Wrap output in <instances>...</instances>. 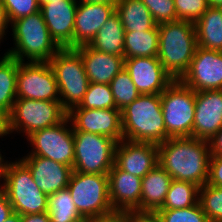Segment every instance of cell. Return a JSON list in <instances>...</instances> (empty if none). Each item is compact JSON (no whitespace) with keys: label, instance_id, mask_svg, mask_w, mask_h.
<instances>
[{"label":"cell","instance_id":"cell-1","mask_svg":"<svg viewBox=\"0 0 222 222\" xmlns=\"http://www.w3.org/2000/svg\"><path fill=\"white\" fill-rule=\"evenodd\" d=\"M158 162L172 179L204 186L208 181L211 153L208 141L171 137L158 144Z\"/></svg>","mask_w":222,"mask_h":222},{"label":"cell","instance_id":"cell-2","mask_svg":"<svg viewBox=\"0 0 222 222\" xmlns=\"http://www.w3.org/2000/svg\"><path fill=\"white\" fill-rule=\"evenodd\" d=\"M123 139L161 144L171 138L166 133L160 94H141L121 110Z\"/></svg>","mask_w":222,"mask_h":222},{"label":"cell","instance_id":"cell-3","mask_svg":"<svg viewBox=\"0 0 222 222\" xmlns=\"http://www.w3.org/2000/svg\"><path fill=\"white\" fill-rule=\"evenodd\" d=\"M158 58L174 80L188 70L197 48L195 24L178 20L158 25Z\"/></svg>","mask_w":222,"mask_h":222},{"label":"cell","instance_id":"cell-4","mask_svg":"<svg viewBox=\"0 0 222 222\" xmlns=\"http://www.w3.org/2000/svg\"><path fill=\"white\" fill-rule=\"evenodd\" d=\"M15 47L6 54L19 62H49L60 47L51 38L41 11L11 24ZM25 58V59H24Z\"/></svg>","mask_w":222,"mask_h":222},{"label":"cell","instance_id":"cell-5","mask_svg":"<svg viewBox=\"0 0 222 222\" xmlns=\"http://www.w3.org/2000/svg\"><path fill=\"white\" fill-rule=\"evenodd\" d=\"M1 190L13 212L20 215L48 212L49 196L37 187L31 171L20 159L8 163Z\"/></svg>","mask_w":222,"mask_h":222},{"label":"cell","instance_id":"cell-6","mask_svg":"<svg viewBox=\"0 0 222 222\" xmlns=\"http://www.w3.org/2000/svg\"><path fill=\"white\" fill-rule=\"evenodd\" d=\"M49 64L56 77L60 102L69 112L83 101L89 85L80 52L76 48H60Z\"/></svg>","mask_w":222,"mask_h":222},{"label":"cell","instance_id":"cell-7","mask_svg":"<svg viewBox=\"0 0 222 222\" xmlns=\"http://www.w3.org/2000/svg\"><path fill=\"white\" fill-rule=\"evenodd\" d=\"M67 117L60 101L17 98L6 116L7 132L19 131L28 137L37 130L60 124Z\"/></svg>","mask_w":222,"mask_h":222},{"label":"cell","instance_id":"cell-8","mask_svg":"<svg viewBox=\"0 0 222 222\" xmlns=\"http://www.w3.org/2000/svg\"><path fill=\"white\" fill-rule=\"evenodd\" d=\"M160 96L166 133L170 137H192L195 91L176 79Z\"/></svg>","mask_w":222,"mask_h":222},{"label":"cell","instance_id":"cell-9","mask_svg":"<svg viewBox=\"0 0 222 222\" xmlns=\"http://www.w3.org/2000/svg\"><path fill=\"white\" fill-rule=\"evenodd\" d=\"M117 141L99 134L74 132L73 171L108 175L115 164Z\"/></svg>","mask_w":222,"mask_h":222},{"label":"cell","instance_id":"cell-10","mask_svg":"<svg viewBox=\"0 0 222 222\" xmlns=\"http://www.w3.org/2000/svg\"><path fill=\"white\" fill-rule=\"evenodd\" d=\"M67 188L84 219L113 211L109 197L108 175L72 171Z\"/></svg>","mask_w":222,"mask_h":222},{"label":"cell","instance_id":"cell-11","mask_svg":"<svg viewBox=\"0 0 222 222\" xmlns=\"http://www.w3.org/2000/svg\"><path fill=\"white\" fill-rule=\"evenodd\" d=\"M67 124H70L68 117L58 125L37 130L29 135L27 140L33 149L27 155L42 156L73 168L74 132L72 124L70 127Z\"/></svg>","mask_w":222,"mask_h":222},{"label":"cell","instance_id":"cell-12","mask_svg":"<svg viewBox=\"0 0 222 222\" xmlns=\"http://www.w3.org/2000/svg\"><path fill=\"white\" fill-rule=\"evenodd\" d=\"M17 98L60 101L56 77L49 62H19Z\"/></svg>","mask_w":222,"mask_h":222},{"label":"cell","instance_id":"cell-13","mask_svg":"<svg viewBox=\"0 0 222 222\" xmlns=\"http://www.w3.org/2000/svg\"><path fill=\"white\" fill-rule=\"evenodd\" d=\"M179 80L194 91L222 90V52L197 46L188 70Z\"/></svg>","mask_w":222,"mask_h":222},{"label":"cell","instance_id":"cell-14","mask_svg":"<svg viewBox=\"0 0 222 222\" xmlns=\"http://www.w3.org/2000/svg\"><path fill=\"white\" fill-rule=\"evenodd\" d=\"M68 118L73 132H88L110 137L117 142L123 139L121 111L118 109L72 108Z\"/></svg>","mask_w":222,"mask_h":222},{"label":"cell","instance_id":"cell-15","mask_svg":"<svg viewBox=\"0 0 222 222\" xmlns=\"http://www.w3.org/2000/svg\"><path fill=\"white\" fill-rule=\"evenodd\" d=\"M124 69L140 94H161L174 81L158 57L124 59Z\"/></svg>","mask_w":222,"mask_h":222},{"label":"cell","instance_id":"cell-16","mask_svg":"<svg viewBox=\"0 0 222 222\" xmlns=\"http://www.w3.org/2000/svg\"><path fill=\"white\" fill-rule=\"evenodd\" d=\"M222 128V90L195 91L192 137L209 141Z\"/></svg>","mask_w":222,"mask_h":222},{"label":"cell","instance_id":"cell-17","mask_svg":"<svg viewBox=\"0 0 222 222\" xmlns=\"http://www.w3.org/2000/svg\"><path fill=\"white\" fill-rule=\"evenodd\" d=\"M77 0H56L40 6L51 38L60 48H73Z\"/></svg>","mask_w":222,"mask_h":222},{"label":"cell","instance_id":"cell-18","mask_svg":"<svg viewBox=\"0 0 222 222\" xmlns=\"http://www.w3.org/2000/svg\"><path fill=\"white\" fill-rule=\"evenodd\" d=\"M115 164L121 170L143 178L159 164L158 146L153 143L122 139L116 145Z\"/></svg>","mask_w":222,"mask_h":222},{"label":"cell","instance_id":"cell-19","mask_svg":"<svg viewBox=\"0 0 222 222\" xmlns=\"http://www.w3.org/2000/svg\"><path fill=\"white\" fill-rule=\"evenodd\" d=\"M31 171L37 187L48 196L67 188L73 169L42 156L27 155L20 159Z\"/></svg>","mask_w":222,"mask_h":222},{"label":"cell","instance_id":"cell-20","mask_svg":"<svg viewBox=\"0 0 222 222\" xmlns=\"http://www.w3.org/2000/svg\"><path fill=\"white\" fill-rule=\"evenodd\" d=\"M115 7V4L78 2L74 21L73 48L89 44L115 12Z\"/></svg>","mask_w":222,"mask_h":222},{"label":"cell","instance_id":"cell-21","mask_svg":"<svg viewBox=\"0 0 222 222\" xmlns=\"http://www.w3.org/2000/svg\"><path fill=\"white\" fill-rule=\"evenodd\" d=\"M109 197L113 210H139L142 178L121 170L116 164L108 173Z\"/></svg>","mask_w":222,"mask_h":222},{"label":"cell","instance_id":"cell-22","mask_svg":"<svg viewBox=\"0 0 222 222\" xmlns=\"http://www.w3.org/2000/svg\"><path fill=\"white\" fill-rule=\"evenodd\" d=\"M91 83L109 84L124 69V56H115L92 49L88 44L76 47Z\"/></svg>","mask_w":222,"mask_h":222},{"label":"cell","instance_id":"cell-23","mask_svg":"<svg viewBox=\"0 0 222 222\" xmlns=\"http://www.w3.org/2000/svg\"><path fill=\"white\" fill-rule=\"evenodd\" d=\"M171 176L158 164L142 178L140 211H157L166 199Z\"/></svg>","mask_w":222,"mask_h":222},{"label":"cell","instance_id":"cell-24","mask_svg":"<svg viewBox=\"0 0 222 222\" xmlns=\"http://www.w3.org/2000/svg\"><path fill=\"white\" fill-rule=\"evenodd\" d=\"M194 24L197 46L222 52V8L209 7Z\"/></svg>","mask_w":222,"mask_h":222},{"label":"cell","instance_id":"cell-25","mask_svg":"<svg viewBox=\"0 0 222 222\" xmlns=\"http://www.w3.org/2000/svg\"><path fill=\"white\" fill-rule=\"evenodd\" d=\"M124 35L125 28L115 11L88 45L106 54L124 56Z\"/></svg>","mask_w":222,"mask_h":222},{"label":"cell","instance_id":"cell-26","mask_svg":"<svg viewBox=\"0 0 222 222\" xmlns=\"http://www.w3.org/2000/svg\"><path fill=\"white\" fill-rule=\"evenodd\" d=\"M115 11L125 28V32L147 31L157 25L149 9L141 0H119Z\"/></svg>","mask_w":222,"mask_h":222},{"label":"cell","instance_id":"cell-27","mask_svg":"<svg viewBox=\"0 0 222 222\" xmlns=\"http://www.w3.org/2000/svg\"><path fill=\"white\" fill-rule=\"evenodd\" d=\"M158 48V25L147 31L125 32L124 59L133 57H157Z\"/></svg>","mask_w":222,"mask_h":222},{"label":"cell","instance_id":"cell-28","mask_svg":"<svg viewBox=\"0 0 222 222\" xmlns=\"http://www.w3.org/2000/svg\"><path fill=\"white\" fill-rule=\"evenodd\" d=\"M18 60L4 54L0 59V112L7 116L17 99Z\"/></svg>","mask_w":222,"mask_h":222},{"label":"cell","instance_id":"cell-29","mask_svg":"<svg viewBox=\"0 0 222 222\" xmlns=\"http://www.w3.org/2000/svg\"><path fill=\"white\" fill-rule=\"evenodd\" d=\"M48 214L50 222H83L68 188L49 195Z\"/></svg>","mask_w":222,"mask_h":222},{"label":"cell","instance_id":"cell-30","mask_svg":"<svg viewBox=\"0 0 222 222\" xmlns=\"http://www.w3.org/2000/svg\"><path fill=\"white\" fill-rule=\"evenodd\" d=\"M199 188L194 183L173 179L165 202L158 210L182 209L196 205L199 202Z\"/></svg>","mask_w":222,"mask_h":222},{"label":"cell","instance_id":"cell-31","mask_svg":"<svg viewBox=\"0 0 222 222\" xmlns=\"http://www.w3.org/2000/svg\"><path fill=\"white\" fill-rule=\"evenodd\" d=\"M118 110L124 109L141 94L134 85L129 73L121 70L109 83Z\"/></svg>","mask_w":222,"mask_h":222},{"label":"cell","instance_id":"cell-32","mask_svg":"<svg viewBox=\"0 0 222 222\" xmlns=\"http://www.w3.org/2000/svg\"><path fill=\"white\" fill-rule=\"evenodd\" d=\"M73 108L117 109L109 84L91 82H89L83 101Z\"/></svg>","mask_w":222,"mask_h":222},{"label":"cell","instance_id":"cell-33","mask_svg":"<svg viewBox=\"0 0 222 222\" xmlns=\"http://www.w3.org/2000/svg\"><path fill=\"white\" fill-rule=\"evenodd\" d=\"M199 203L210 222H222V187L205 184L199 188Z\"/></svg>","mask_w":222,"mask_h":222},{"label":"cell","instance_id":"cell-34","mask_svg":"<svg viewBox=\"0 0 222 222\" xmlns=\"http://www.w3.org/2000/svg\"><path fill=\"white\" fill-rule=\"evenodd\" d=\"M160 222H210L198 202L192 207L182 209L157 210Z\"/></svg>","mask_w":222,"mask_h":222},{"label":"cell","instance_id":"cell-35","mask_svg":"<svg viewBox=\"0 0 222 222\" xmlns=\"http://www.w3.org/2000/svg\"><path fill=\"white\" fill-rule=\"evenodd\" d=\"M177 21L195 23L209 8L207 0H174Z\"/></svg>","mask_w":222,"mask_h":222},{"label":"cell","instance_id":"cell-36","mask_svg":"<svg viewBox=\"0 0 222 222\" xmlns=\"http://www.w3.org/2000/svg\"><path fill=\"white\" fill-rule=\"evenodd\" d=\"M157 25L177 21L174 0H141Z\"/></svg>","mask_w":222,"mask_h":222},{"label":"cell","instance_id":"cell-37","mask_svg":"<svg viewBox=\"0 0 222 222\" xmlns=\"http://www.w3.org/2000/svg\"><path fill=\"white\" fill-rule=\"evenodd\" d=\"M9 23L40 11L39 0H1Z\"/></svg>","mask_w":222,"mask_h":222},{"label":"cell","instance_id":"cell-38","mask_svg":"<svg viewBox=\"0 0 222 222\" xmlns=\"http://www.w3.org/2000/svg\"><path fill=\"white\" fill-rule=\"evenodd\" d=\"M207 184L222 187V156H211Z\"/></svg>","mask_w":222,"mask_h":222},{"label":"cell","instance_id":"cell-39","mask_svg":"<svg viewBox=\"0 0 222 222\" xmlns=\"http://www.w3.org/2000/svg\"><path fill=\"white\" fill-rule=\"evenodd\" d=\"M86 222H129V210H113L104 215L85 219Z\"/></svg>","mask_w":222,"mask_h":222},{"label":"cell","instance_id":"cell-40","mask_svg":"<svg viewBox=\"0 0 222 222\" xmlns=\"http://www.w3.org/2000/svg\"><path fill=\"white\" fill-rule=\"evenodd\" d=\"M129 222H160L156 211L129 210Z\"/></svg>","mask_w":222,"mask_h":222},{"label":"cell","instance_id":"cell-41","mask_svg":"<svg viewBox=\"0 0 222 222\" xmlns=\"http://www.w3.org/2000/svg\"><path fill=\"white\" fill-rule=\"evenodd\" d=\"M211 156H222V128L208 141Z\"/></svg>","mask_w":222,"mask_h":222},{"label":"cell","instance_id":"cell-42","mask_svg":"<svg viewBox=\"0 0 222 222\" xmlns=\"http://www.w3.org/2000/svg\"><path fill=\"white\" fill-rule=\"evenodd\" d=\"M12 213V205L10 204L6 194L0 189V222H5Z\"/></svg>","mask_w":222,"mask_h":222},{"label":"cell","instance_id":"cell-43","mask_svg":"<svg viewBox=\"0 0 222 222\" xmlns=\"http://www.w3.org/2000/svg\"><path fill=\"white\" fill-rule=\"evenodd\" d=\"M21 222H50L48 212L21 215Z\"/></svg>","mask_w":222,"mask_h":222},{"label":"cell","instance_id":"cell-44","mask_svg":"<svg viewBox=\"0 0 222 222\" xmlns=\"http://www.w3.org/2000/svg\"><path fill=\"white\" fill-rule=\"evenodd\" d=\"M10 23L8 22L7 16H6V12H5V8L0 0V43H1V39L4 38L5 31L8 28V25Z\"/></svg>","mask_w":222,"mask_h":222},{"label":"cell","instance_id":"cell-45","mask_svg":"<svg viewBox=\"0 0 222 222\" xmlns=\"http://www.w3.org/2000/svg\"><path fill=\"white\" fill-rule=\"evenodd\" d=\"M8 135L7 132V119L6 116L0 112V137Z\"/></svg>","mask_w":222,"mask_h":222},{"label":"cell","instance_id":"cell-46","mask_svg":"<svg viewBox=\"0 0 222 222\" xmlns=\"http://www.w3.org/2000/svg\"><path fill=\"white\" fill-rule=\"evenodd\" d=\"M1 150V149H0ZM8 162L9 161H4V158L2 157V154L0 153V181H2L1 179H5V173H6V169L8 166ZM2 185L0 183V189H1Z\"/></svg>","mask_w":222,"mask_h":222},{"label":"cell","instance_id":"cell-47","mask_svg":"<svg viewBox=\"0 0 222 222\" xmlns=\"http://www.w3.org/2000/svg\"><path fill=\"white\" fill-rule=\"evenodd\" d=\"M79 2H85V3H93V4H100V3H106V4H117L119 0H77Z\"/></svg>","mask_w":222,"mask_h":222},{"label":"cell","instance_id":"cell-48","mask_svg":"<svg viewBox=\"0 0 222 222\" xmlns=\"http://www.w3.org/2000/svg\"><path fill=\"white\" fill-rule=\"evenodd\" d=\"M5 222H21V215L13 212L6 220Z\"/></svg>","mask_w":222,"mask_h":222},{"label":"cell","instance_id":"cell-49","mask_svg":"<svg viewBox=\"0 0 222 222\" xmlns=\"http://www.w3.org/2000/svg\"><path fill=\"white\" fill-rule=\"evenodd\" d=\"M209 7L222 8V0H207Z\"/></svg>","mask_w":222,"mask_h":222},{"label":"cell","instance_id":"cell-50","mask_svg":"<svg viewBox=\"0 0 222 222\" xmlns=\"http://www.w3.org/2000/svg\"><path fill=\"white\" fill-rule=\"evenodd\" d=\"M54 1H56V0H39V4L41 6L42 4L50 3V2H54Z\"/></svg>","mask_w":222,"mask_h":222}]
</instances>
